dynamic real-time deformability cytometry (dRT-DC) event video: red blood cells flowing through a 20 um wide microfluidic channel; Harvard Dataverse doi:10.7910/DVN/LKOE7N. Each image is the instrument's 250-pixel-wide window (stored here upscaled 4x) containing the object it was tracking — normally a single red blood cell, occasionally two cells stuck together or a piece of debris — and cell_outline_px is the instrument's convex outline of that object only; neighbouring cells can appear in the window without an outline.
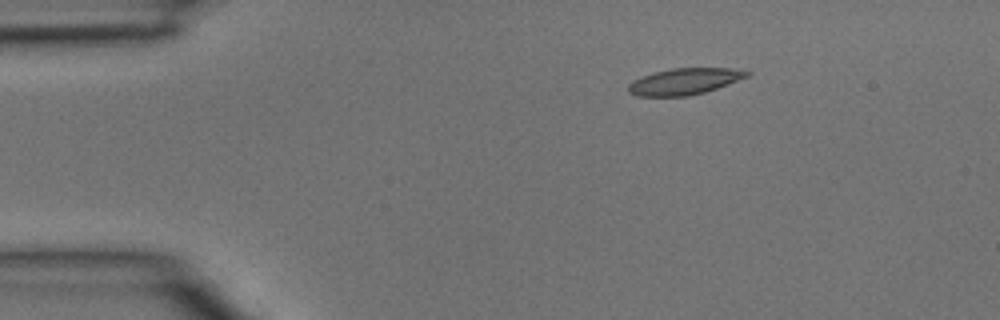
{"species": "common noctule bat (a hibernating species)", "species_latin": "Nyctalus noctula", "temperature_condition": "room temperature", "stored_images_in_passage": 4, "camera_frame_rate_fps": 3000, "um_per_image_px": 0.085, "animal": {"sex": "male", "body_mass_g": 15.6}, "frame": {"image": 1, "passage_image": 2, "time_ms": 0.333, "image_size_px": [1000, 320], "cell_outline_px": [[752, 72], [748, 76], [728, 84], [704, 92], [688, 96], [636, 96], [628, 92], [628, 84], [644, 76], [656, 72], [672, 68], [728, 68]], "centroid_in_image_um": [58.18, 6.93], "position_along_channel_um": 26.8, "area_um2": 17.92}}